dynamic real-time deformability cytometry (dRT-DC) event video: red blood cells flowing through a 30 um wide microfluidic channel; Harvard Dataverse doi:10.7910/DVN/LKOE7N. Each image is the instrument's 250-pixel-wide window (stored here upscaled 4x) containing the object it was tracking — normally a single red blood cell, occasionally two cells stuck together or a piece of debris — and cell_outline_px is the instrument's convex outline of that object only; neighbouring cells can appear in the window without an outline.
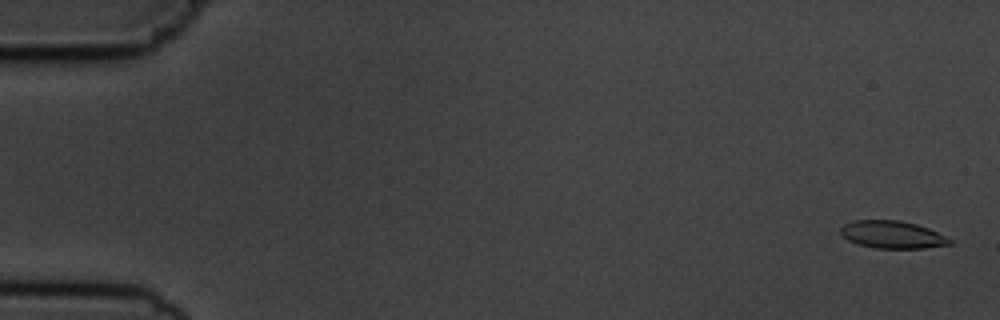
{"species": "common noctule bat (a hibernating species)", "species_latin": "Nyctalus noctula", "temperature_condition": "cold", "stored_images_in_passage": 4, "camera_frame_rate_fps": 3000, "um_per_image_px": 0.085, "animal": {"sex": "male", "body_mass_g": 19.5, "forearm_length_mm": 54.6}, "frame": {"image": 1, "passage_image": 1, "time_ms": 0.0, "image_size_px": [1000, 320], "cell_outline_px": [[952, 244], [924, 248], [876, 248], [860, 244], [848, 240], [840, 232], [840, 228], [844, 224], [852, 220], [900, 220], [916, 224], [928, 228], [952, 240]], "centroid_in_image_um": [75.83, 19.93], "position_along_channel_um": 9.2, "area_um2": 17.34}}